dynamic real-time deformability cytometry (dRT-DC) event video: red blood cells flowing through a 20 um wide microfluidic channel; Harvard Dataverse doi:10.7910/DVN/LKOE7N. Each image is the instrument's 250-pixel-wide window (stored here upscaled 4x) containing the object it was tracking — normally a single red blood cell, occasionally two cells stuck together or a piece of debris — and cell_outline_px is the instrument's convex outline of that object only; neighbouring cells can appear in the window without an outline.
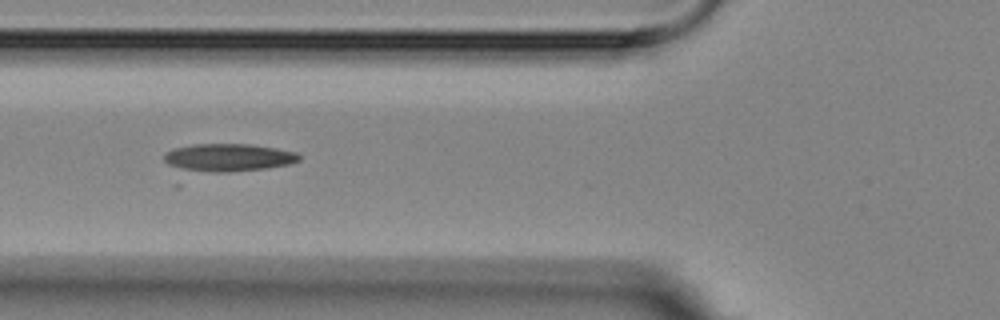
{"species": "Egyptian fruit bat (a non-hibernating species)", "species_latin": "Rousettus aegyptiacus", "temperature_condition": "room temperature", "stored_images_in_passage": 11, "camera_frame_rate_fps": 3000, "um_per_image_px": 0.085, "animal": {"sex": "female"}, "frame": {"image": 1, "passage_image": 7, "time_ms": 6.667, "image_size_px": [1000, 320], "cell_outline_px": [[300, 160], [288, 164], [176, 188], [172, 184], [164, 160], [164, 152], [172, 148], [192, 144], [248, 144], [296, 152], [300, 156]], "centroid_in_image_um": [18.79, 13.73], "position_along_channel_um": 107.0, "area_um2": 27.98}}
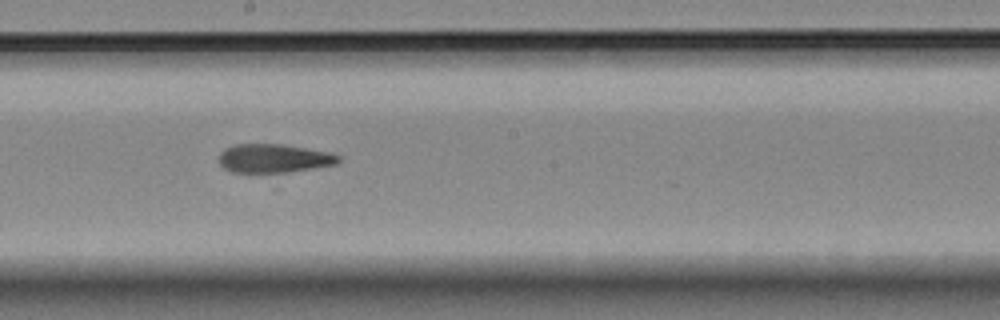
{"frame": {"image": 2, "passage_image": 10, "time_ms": 10.0, "image_size_px": [1000, 320], "cell_outline_px": [[340, 160], [336, 164], [288, 172], [228, 172], [220, 164], [220, 152], [224, 148], [236, 144], [280, 144], [328, 152], [340, 156]], "centroid_in_image_um": [23.23, 13.46], "position_along_channel_um": 225.0, "area_um2": 19.77}}
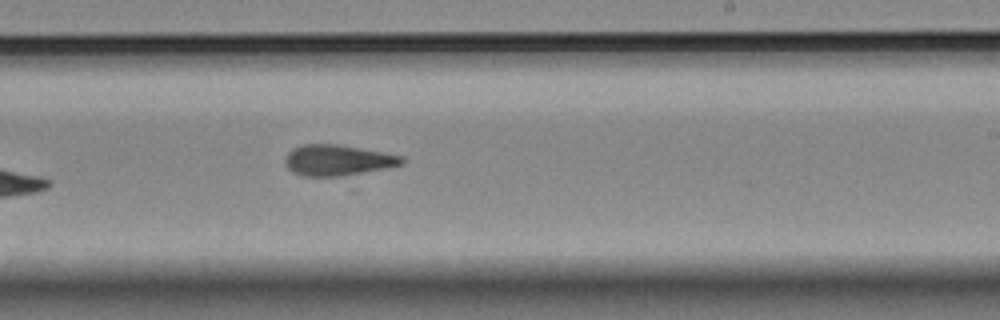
{"frame": {"image": 3, "passage_image": 11, "time_ms": 11.0, "image_size_px": [1000, 320], "cell_outline_px": [[404, 164], [388, 168], [340, 176], [304, 176], [292, 172], [284, 164], [284, 160], [288, 152], [292, 148], [304, 144], [336, 144], [380, 152], [400, 156], [404, 160]], "centroid_in_image_um": [28.65, 13.62], "position_along_channel_um": 260.4, "area_um2": 20.75}}